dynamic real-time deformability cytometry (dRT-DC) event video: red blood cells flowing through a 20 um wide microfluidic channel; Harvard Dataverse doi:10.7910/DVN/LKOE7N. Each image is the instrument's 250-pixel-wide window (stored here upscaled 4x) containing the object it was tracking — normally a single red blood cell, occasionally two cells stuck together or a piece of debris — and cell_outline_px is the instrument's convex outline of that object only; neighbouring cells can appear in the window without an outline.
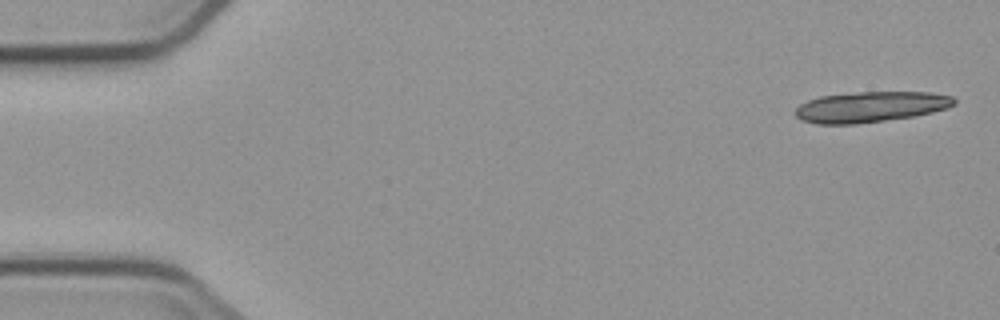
{"species": "common noctule bat (a hibernating species)", "species_latin": "Nyctalus noctula", "temperature_condition": "cold", "stored_images_in_passage": 5, "camera_frame_rate_fps": 3000, "um_per_image_px": 0.085, "animal": {"sex": "male", "body_mass_g": 23.1, "forearm_length_mm": 52.7}, "frame": {"image": 1, "passage_image": 1, "time_ms": 0.0, "image_size_px": [1000, 320], "cell_outline_px": [[956, 104], [948, 108], [932, 112], [912, 116], [856, 124], [816, 124], [800, 120], [796, 116], [796, 108], [800, 104], [808, 100], [820, 96], [860, 92], [928, 92], [952, 96], [956, 100]], "centroid_in_image_um": [73.99, 9.08], "position_along_channel_um": 11.0, "area_um2": 28.26}}